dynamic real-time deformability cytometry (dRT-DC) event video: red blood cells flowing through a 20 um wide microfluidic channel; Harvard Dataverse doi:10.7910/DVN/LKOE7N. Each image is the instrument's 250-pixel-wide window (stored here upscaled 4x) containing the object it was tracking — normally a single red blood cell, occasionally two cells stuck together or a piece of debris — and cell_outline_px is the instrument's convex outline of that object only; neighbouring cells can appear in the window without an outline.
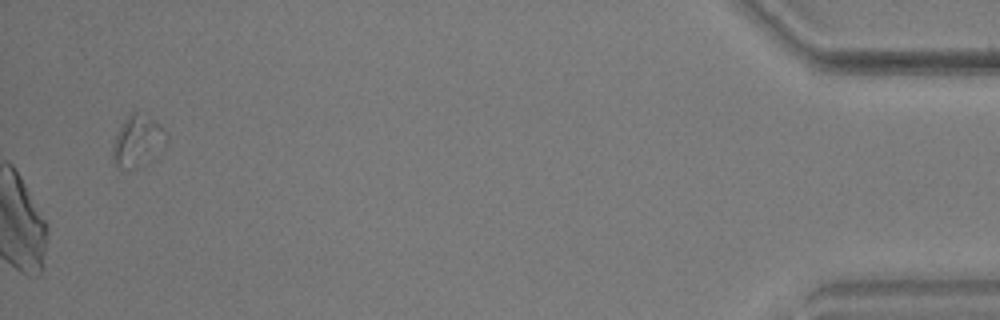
{"species": "common noctule bat (a hibernating species)", "species_latin": "Nyctalus noctula", "temperature_condition": "warm", "stored_images_in_passage": 50, "camera_frame_rate_fps": 3000, "um_per_image_px": 0.085, "animal": {"sex": "male", "body_mass_g": 17.9, "forearm_length_mm": 54.2}, "frame": {"image": 1, "passage_image": 50, "time_ms": 16.333, "image_size_px": [1000, 320], "cell_outline_px": [[168, 144], [156, 160], [136, 168], [120, 168], [112, 160], [112, 144], [120, 124], [132, 112], [136, 112], [160, 124], [168, 136]], "centroid_in_image_um": [11.75, 12.05], "position_along_channel_um": 423.5, "area_um2": 16.59}}